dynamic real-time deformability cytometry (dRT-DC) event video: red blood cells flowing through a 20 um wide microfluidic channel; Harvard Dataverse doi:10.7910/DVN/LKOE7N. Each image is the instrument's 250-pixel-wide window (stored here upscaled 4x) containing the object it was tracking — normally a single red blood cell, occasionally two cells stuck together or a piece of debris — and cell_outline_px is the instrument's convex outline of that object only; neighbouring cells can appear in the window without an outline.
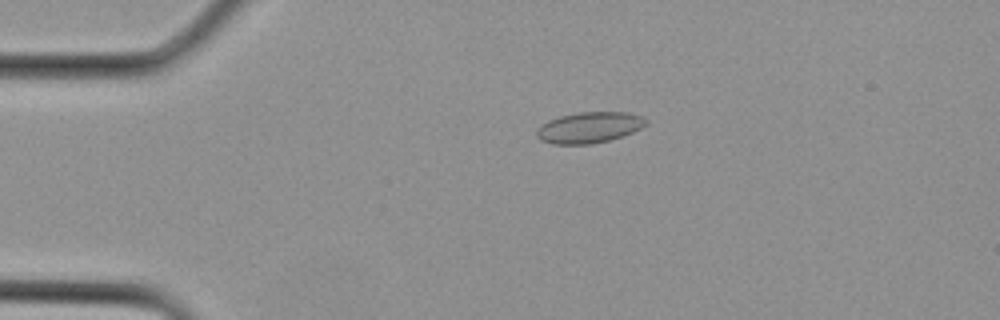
{"species": "Egyptian fruit bat (a non-hibernating species)", "species_latin": "Rousettus aegyptiacus", "temperature_condition": "cold", "stored_images_in_passage": 12, "camera_frame_rate_fps": 3000, "um_per_image_px": 0.085, "animal": {"sex": "female"}, "frame": {"image": 1, "passage_image": 7, "time_ms": 2.0, "image_size_px": [1000, 320], "cell_outline_px": [[648, 124], [624, 136], [592, 144], [552, 144], [540, 140], [536, 136], [536, 128], [548, 120], [560, 116], [580, 112], [628, 112], [640, 116], [648, 120]], "centroid_in_image_um": [50.07, 10.84], "position_along_channel_um": 34.9, "area_um2": 19.83}}